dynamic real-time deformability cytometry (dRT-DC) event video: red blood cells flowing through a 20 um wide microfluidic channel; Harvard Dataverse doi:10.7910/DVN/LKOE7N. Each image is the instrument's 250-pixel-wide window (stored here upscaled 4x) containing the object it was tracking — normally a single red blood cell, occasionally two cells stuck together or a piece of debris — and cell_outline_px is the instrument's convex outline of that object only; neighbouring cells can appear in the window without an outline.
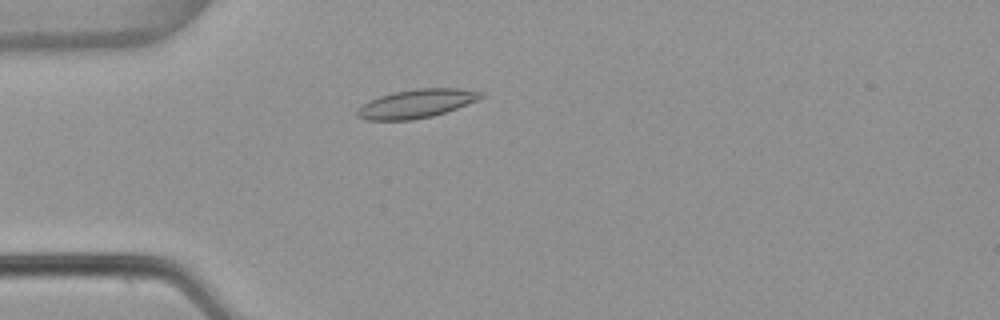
{"species": "common noctule bat (a hibernating species)", "species_latin": "Nyctalus noctula", "temperature_condition": "warm", "stored_images_in_passage": 4, "camera_frame_rate_fps": 3000, "um_per_image_px": 0.085, "animal": {"sex": "female", "body_mass_g": 22.7, "forearm_length_mm": 54.2}, "frame": {"image": 1, "passage_image": 4, "time_ms": 1.0, "image_size_px": [1000, 320], "cell_outline_px": [[484, 96], [476, 100], [456, 108], [432, 116], [412, 120], [364, 120], [356, 116], [356, 108], [380, 96], [392, 92], [416, 88], [460, 88], [484, 92]], "centroid_in_image_um": [35.37, 8.8], "position_along_channel_um": 49.6, "area_um2": 20.58}}